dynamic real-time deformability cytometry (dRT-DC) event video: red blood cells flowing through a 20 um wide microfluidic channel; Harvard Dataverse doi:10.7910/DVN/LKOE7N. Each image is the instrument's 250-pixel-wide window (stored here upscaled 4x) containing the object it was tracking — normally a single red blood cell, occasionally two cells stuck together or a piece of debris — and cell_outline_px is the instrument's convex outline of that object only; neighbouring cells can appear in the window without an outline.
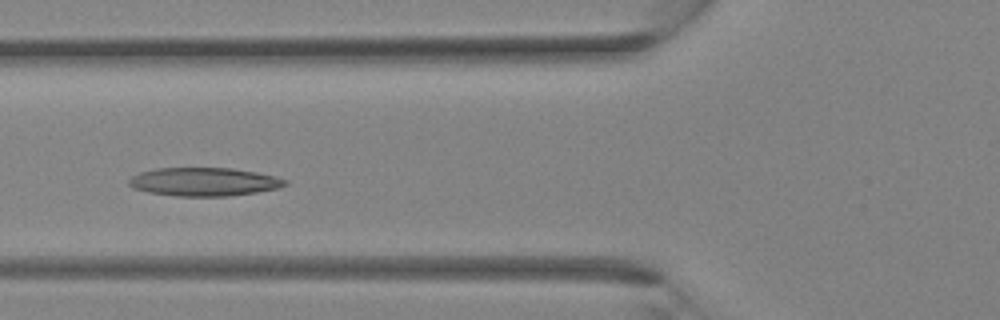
{"species": "Egyptian fruit bat (a non-hibernating species)", "species_latin": "Rousettus aegyptiacus", "temperature_condition": "room temperature", "stored_images_in_passage": 33, "camera_frame_rate_fps": 3000, "um_per_image_px": 0.085, "animal": {"sex": "female"}, "frame": {"image": 1, "passage_image": 11, "time_ms": 3.333, "image_size_px": [1000, 320], "cell_outline_px": [[288, 184], [276, 188], [256, 192], [228, 196], [176, 196], [148, 192], [132, 188], [128, 184], [128, 180], [132, 176], [140, 172], [156, 168], [232, 168], [256, 172], [276, 176], [288, 180]], "centroid_in_image_um": [17.33, 15.45], "position_along_channel_um": 108.5, "area_um2": 25.89}}
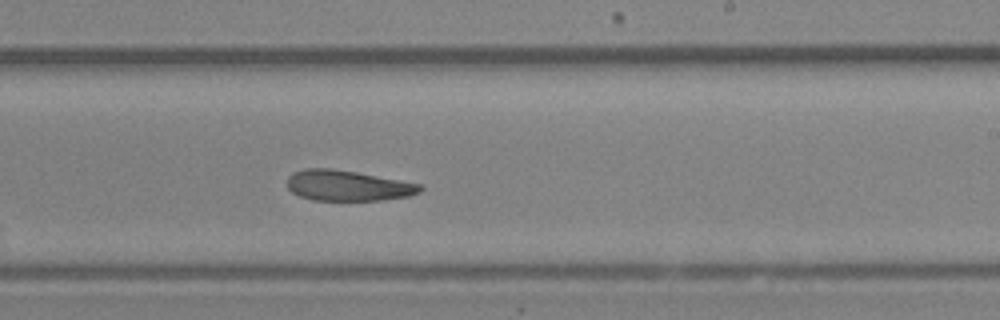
{"frame": {"image": 2, "passage_image": 19, "time_ms": 6.0, "image_size_px": [1000, 320], "cell_outline_px": [[424, 188], [420, 192], [408, 196], [384, 200], [312, 200], [300, 196], [292, 192], [288, 188], [288, 176], [292, 172], [304, 168], [328, 168], [356, 172], [424, 184]], "centroid_in_image_um": [29.58, 15.77], "position_along_channel_um": 259.4, "area_um2": 23.81}}
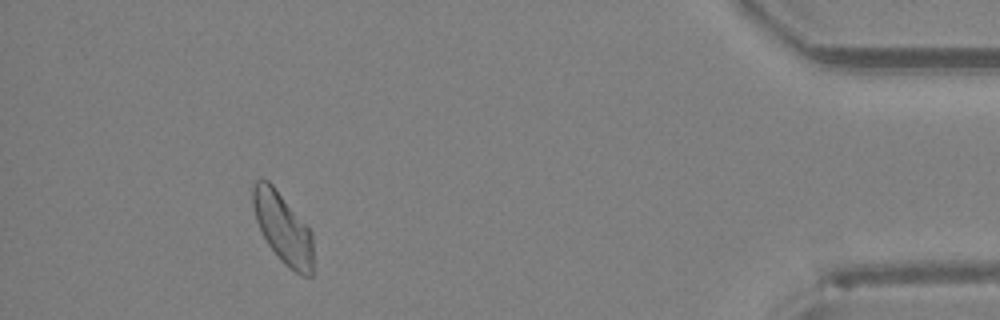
{"frame": {"image": 3, "passage_image": 30, "time_ms": 9.667, "image_size_px": [1000, 320], "cell_outline_px": [[312, 276], [300, 276], [288, 268], [280, 260], [268, 244], [256, 220], [252, 204], [252, 184], [256, 180], [268, 180], [272, 184], [312, 232]], "centroid_in_image_um": [24.04, 19.41], "position_along_channel_um": 411.2, "area_um2": 24.62}}